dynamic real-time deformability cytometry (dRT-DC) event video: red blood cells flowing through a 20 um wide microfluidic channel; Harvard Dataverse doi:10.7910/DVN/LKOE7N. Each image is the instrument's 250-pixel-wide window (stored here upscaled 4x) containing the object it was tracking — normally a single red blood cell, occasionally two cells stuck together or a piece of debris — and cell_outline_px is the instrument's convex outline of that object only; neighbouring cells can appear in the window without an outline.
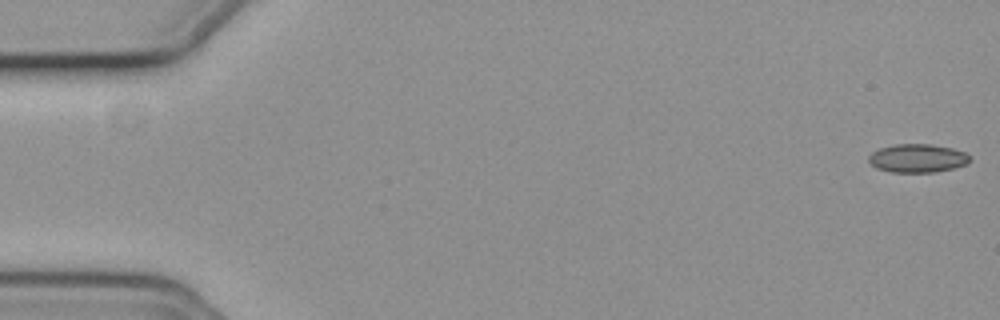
{"species": "common noctule bat (a hibernating species)", "species_latin": "Nyctalus noctula", "temperature_condition": "cold", "stored_images_in_passage": 55, "camera_frame_rate_fps": 3000, "um_per_image_px": 0.085, "animal": {"sex": "female", "body_mass_g": 19.3, "forearm_length_mm": 54.1}, "frame": {"image": 1, "passage_image": 1, "time_ms": 0.0, "image_size_px": [1000, 320], "cell_outline_px": [[972, 160], [968, 164], [936, 172], [892, 172], [876, 168], [868, 160], [868, 156], [872, 152], [880, 148], [896, 144], [932, 144], [952, 148], [964, 152]], "centroid_in_image_um": [77.99, 13.45], "position_along_channel_um": 7.0, "area_um2": 16.76}}
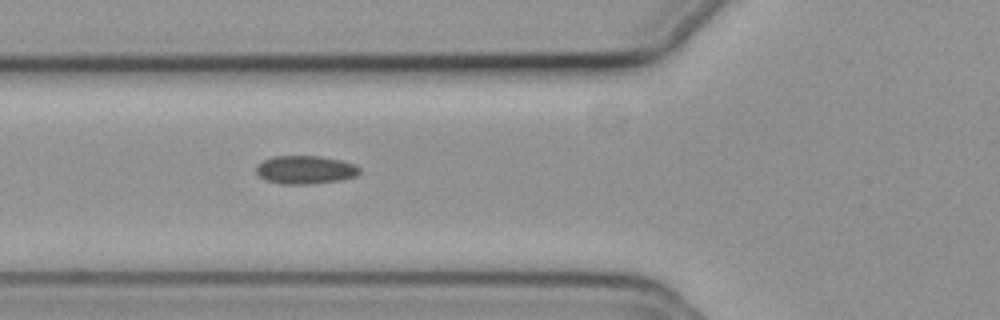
{"frame": {"image": 2, "passage_image": 21, "time_ms": 6.667, "image_size_px": [1000, 320], "cell_outline_px": [[360, 172], [356, 176], [340, 180], [312, 184], [280, 184], [264, 180], [256, 172], [256, 168], [264, 160], [272, 156], [320, 156], [340, 160], [356, 164], [360, 168]], "centroid_in_image_um": [25.96, 14.44], "position_along_channel_um": 99.8, "area_um2": 17.11}}
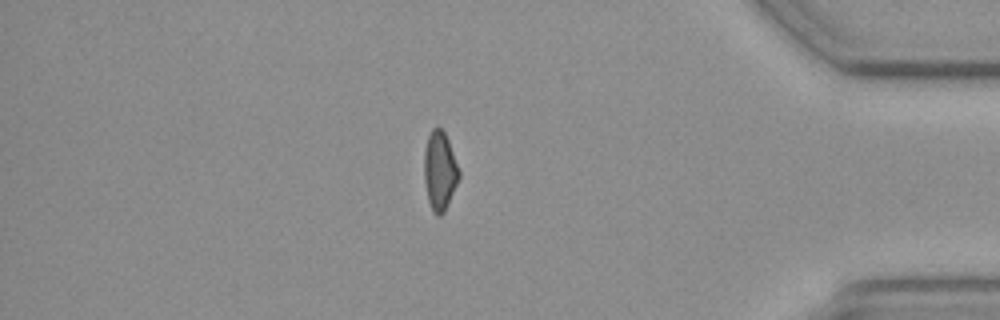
{"frame": {"image": 3, "passage_image": 48, "time_ms": 15.667, "image_size_px": [1000, 320], "cell_outline_px": [[460, 176], [444, 212], [440, 216], [436, 216], [432, 212], [428, 200], [424, 180], [424, 152], [428, 136], [432, 128], [436, 124], [444, 132], [448, 140], [460, 172]], "centroid_in_image_um": [37.36, 14.51], "position_along_channel_um": 397.8, "area_um2": 16.01}}